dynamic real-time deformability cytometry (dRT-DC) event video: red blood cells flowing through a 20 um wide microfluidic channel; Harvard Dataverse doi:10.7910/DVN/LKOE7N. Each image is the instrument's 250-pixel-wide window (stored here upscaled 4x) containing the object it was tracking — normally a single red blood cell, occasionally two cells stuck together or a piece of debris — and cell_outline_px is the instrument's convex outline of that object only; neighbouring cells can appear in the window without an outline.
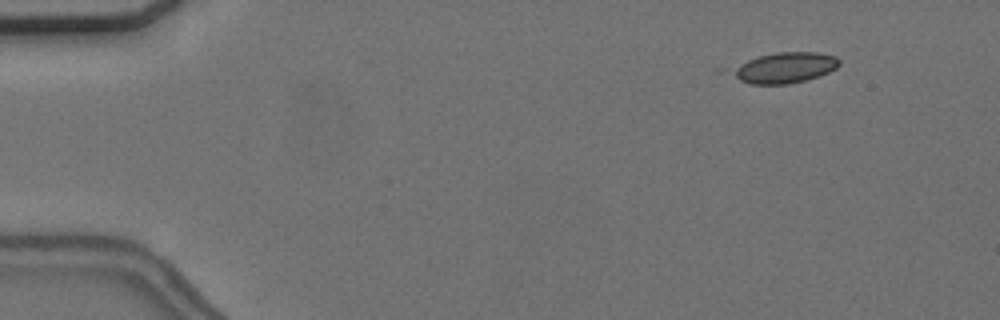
{"species": "common noctule bat (a hibernating species)", "species_latin": "Nyctalus noctula", "temperature_condition": "cold", "stored_images_in_passage": 17, "camera_frame_rate_fps": 3000, "um_per_image_px": 0.085, "animal": {"sex": "female", "body_mass_g": 24.6, "forearm_length_mm": 56.2}, "frame": {"image": 1, "passage_image": 7, "time_ms": 2.0, "image_size_px": [1000, 320], "cell_outline_px": [[840, 64], [836, 68], [828, 72], [804, 80], [784, 84], [752, 84], [716, 72], [712, 68], [776, 52], [816, 52], [836, 56], [840, 60]], "centroid_in_image_um": [66.33, 5.75], "position_along_channel_um": 18.7, "area_um2": 20.46}}